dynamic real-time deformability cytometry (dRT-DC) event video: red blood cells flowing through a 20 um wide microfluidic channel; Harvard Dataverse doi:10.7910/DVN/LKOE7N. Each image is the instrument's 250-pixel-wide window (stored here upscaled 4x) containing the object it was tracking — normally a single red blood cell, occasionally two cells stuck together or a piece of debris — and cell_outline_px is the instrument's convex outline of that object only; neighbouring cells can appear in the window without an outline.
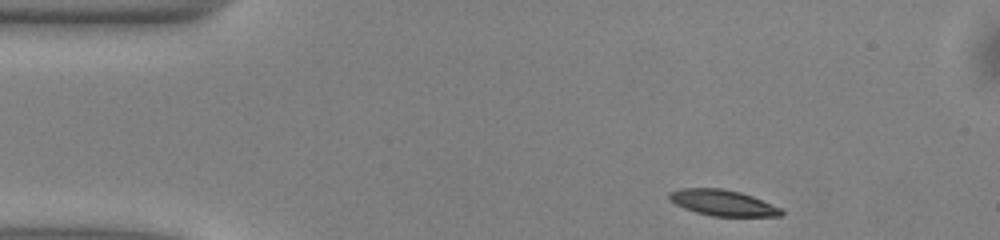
{"species": "common noctule bat (a hibernating species)", "species_latin": "Nyctalus noctula", "temperature_condition": "warm", "stored_images_in_passage": 45, "camera_frame_rate_fps": 3000, "um_per_image_px": 0.085, "animal": {"sex": "male", "body_mass_g": 13.0, "forearm_length_mm": 53.1}, "frame": {"image": 1, "passage_image": 1, "time_ms": 0.0, "image_size_px": [1000, 240], "cell_outline_px": [[784, 212], [780, 216], [712, 216], [696, 212], [684, 208], [676, 204], [668, 196], [668, 192], [680, 188], [724, 188], [740, 192], [752, 196], [780, 208]], "centroid_in_image_um": [61.41, 17.23], "position_along_channel_um": 23.6, "area_um2": 16.76}}
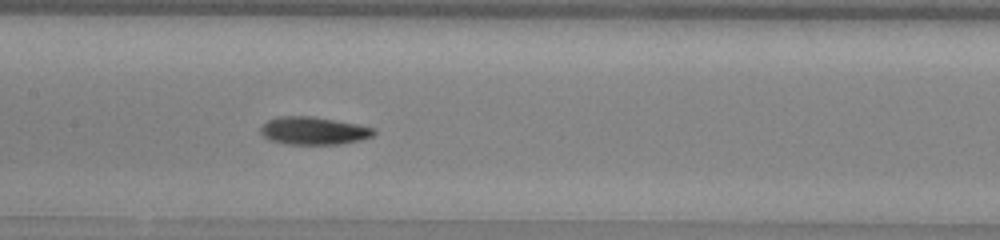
{"frame": {"image": 2, "passage_image": 18, "time_ms": 5.667, "image_size_px": [1000, 240], "cell_outline_px": [[376, 132], [372, 136], [360, 140], [340, 144], [288, 144], [268, 140], [260, 132], [260, 128], [268, 120], [276, 116], [312, 116], [356, 124], [376, 128]], "centroid_in_image_um": [26.64, 11.11], "position_along_channel_um": 180.8, "area_um2": 18.32}}
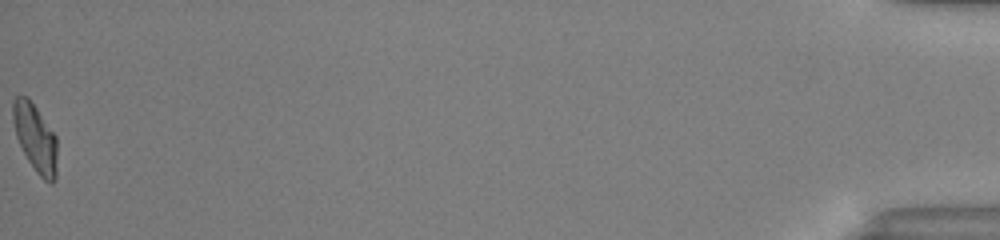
{"frame": {"image": 3, "passage_image": 45, "time_ms": 14.667, "image_size_px": [1000, 240], "cell_outline_px": [[56, 180], [52, 184], [44, 180], [36, 172], [28, 160], [16, 136], [12, 120], [12, 100], [16, 96], [28, 96], [56, 136]], "centroid_in_image_um": [2.98, 11.71], "position_along_channel_um": 432.2, "area_um2": 17.46}, "authors_computed_cell_mechanics": {"area_um2": 17.6868, "velocity_mm_per_s": 4.0151, "shape_relaxation_time_tau1_ms": 3.3588, "shape_relaxation_time_tau2_ms": 6.3295, "deformation_change_tau1": 0.1591, "deformation_change_tau2": 0.0968}}